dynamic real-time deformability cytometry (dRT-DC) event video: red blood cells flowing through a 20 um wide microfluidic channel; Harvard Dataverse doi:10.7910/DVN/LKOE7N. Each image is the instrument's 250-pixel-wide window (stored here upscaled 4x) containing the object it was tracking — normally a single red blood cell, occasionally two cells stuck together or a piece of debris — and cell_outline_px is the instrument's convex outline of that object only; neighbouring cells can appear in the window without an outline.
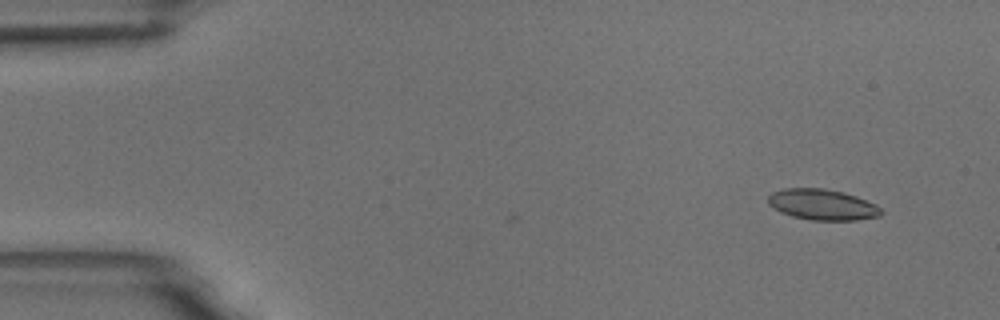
{"species": "common noctule bat (a hibernating species)", "species_latin": "Nyctalus noctula", "temperature_condition": "room temperature", "stored_images_in_passage": 3, "camera_frame_rate_fps": 3000, "um_per_image_px": 0.085, "animal": {"sex": "male", "body_mass_g": 18.8}, "frame": {"image": 1, "passage_image": 3, "time_ms": 2.333, "image_size_px": [1000, 320], "cell_outline_px": [[884, 212], [880, 216], [856, 220], [812, 220], [792, 216], [780, 212], [768, 204], [768, 196], [772, 192], [784, 188], [824, 188], [844, 192], [856, 196], [876, 204]], "centroid_in_image_um": [69.9, 17.39], "position_along_channel_um": 15.1, "area_um2": 20.4}}